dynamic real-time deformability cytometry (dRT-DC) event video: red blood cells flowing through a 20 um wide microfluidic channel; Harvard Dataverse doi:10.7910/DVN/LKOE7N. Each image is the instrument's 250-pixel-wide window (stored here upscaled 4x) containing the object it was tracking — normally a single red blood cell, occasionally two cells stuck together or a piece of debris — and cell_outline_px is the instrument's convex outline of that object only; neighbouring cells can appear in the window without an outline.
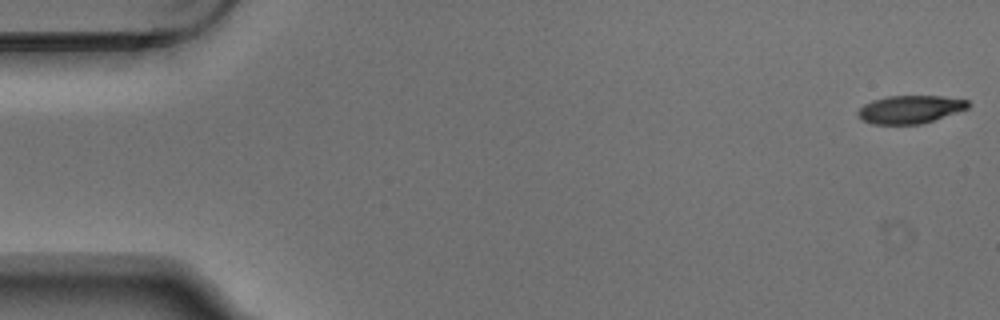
{"species": "Egyptian fruit bat (a non-hibernating species)", "species_latin": "Rousettus aegyptiacus", "temperature_condition": "warm", "stored_images_in_passage": 6, "camera_frame_rate_fps": 3000, "um_per_image_px": 0.085, "animal": {"sex": "male"}, "frame": {"image": 1, "passage_image": 1, "time_ms": 0.0, "image_size_px": [1000, 320], "cell_outline_px": [[972, 104], [968, 108], [920, 124], [872, 124], [860, 120], [856, 116], [856, 112], [864, 104], [872, 100], [888, 96], [944, 96], [968, 100]], "centroid_in_image_um": [77.32, 9.29], "position_along_channel_um": 7.7, "area_um2": 18.03}}
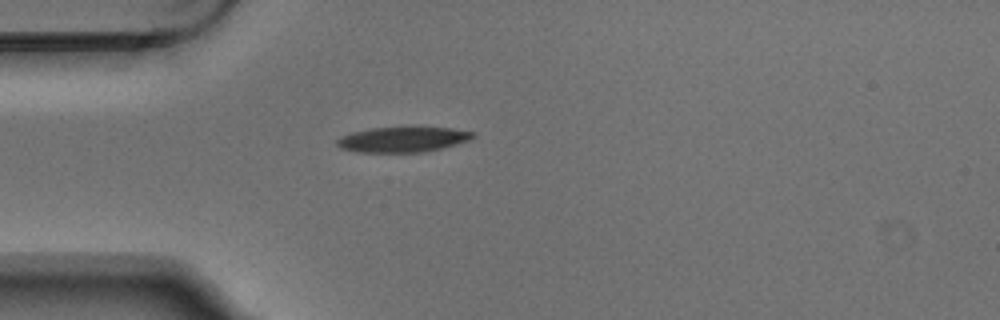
{"frame": {"image": 2, "passage_image": 5, "time_ms": 1.333, "image_size_px": [1000, 320], "cell_outline_px": [[476, 136], [468, 140], [456, 144], [424, 152], [356, 152], [340, 148], [336, 144], [336, 140], [340, 136], [352, 132], [372, 128], [452, 128], [476, 132]], "centroid_in_image_um": [34.21, 11.86], "position_along_channel_um": 50.8, "area_um2": 19.83}}